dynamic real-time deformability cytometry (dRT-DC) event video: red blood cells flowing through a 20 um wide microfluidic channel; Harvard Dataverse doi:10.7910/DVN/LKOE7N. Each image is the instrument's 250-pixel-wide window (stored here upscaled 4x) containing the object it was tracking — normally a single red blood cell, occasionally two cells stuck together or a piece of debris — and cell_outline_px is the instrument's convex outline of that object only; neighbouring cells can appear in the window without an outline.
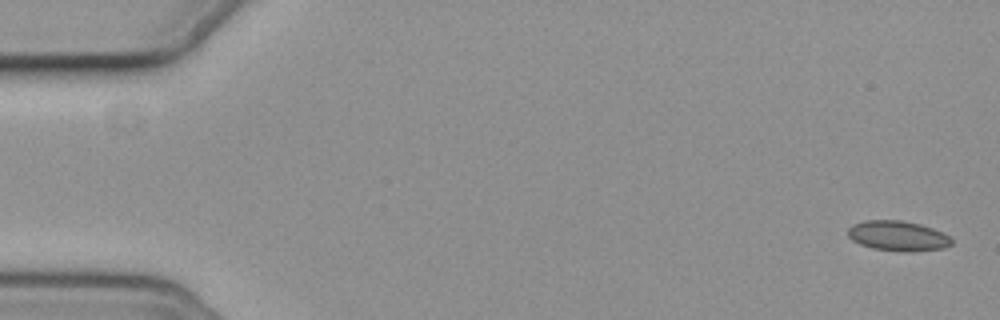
{"species": "common noctule bat (a hibernating species)", "species_latin": "Nyctalus noctula", "temperature_condition": "cold", "stored_images_in_passage": 11, "camera_frame_rate_fps": 3000, "um_per_image_px": 0.085, "animal": {"sex": "female", "body_mass_g": 19.3, "forearm_length_mm": 54.1}, "frame": {"image": 1, "passage_image": 1, "time_ms": 0.0, "image_size_px": [1000, 320], "cell_outline_px": [[952, 244], [944, 248], [912, 252], [904, 252], [872, 248], [860, 244], [852, 240], [848, 236], [848, 228], [852, 224], [864, 220], [900, 220], [920, 224], [944, 232], [952, 240]], "centroid_in_image_um": [76.32, 20.05], "position_along_channel_um": 8.7, "area_um2": 18.32}}
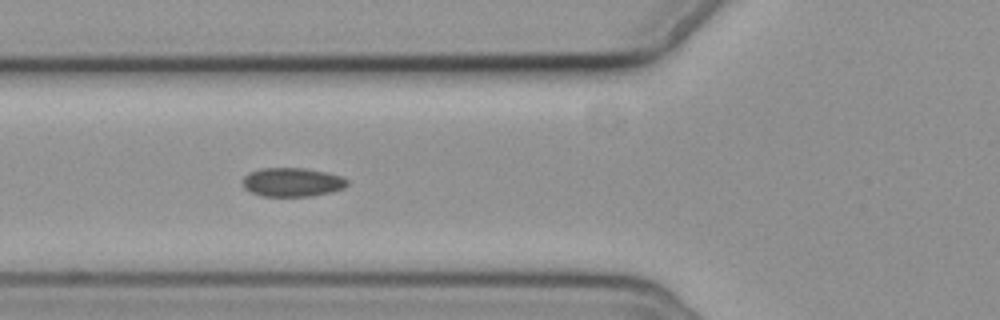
{"frame": {"image": 2, "passage_image": 6, "time_ms": 6.667, "image_size_px": [1000, 320], "cell_outline_px": [[348, 184], [344, 188], [332, 192], [312, 196], [264, 196], [252, 192], [244, 188], [244, 176], [248, 172], [260, 168], [304, 168], [328, 172], [340, 176], [348, 180]], "centroid_in_image_um": [24.86, 15.48], "position_along_channel_um": 100.9, "area_um2": 17.63}}
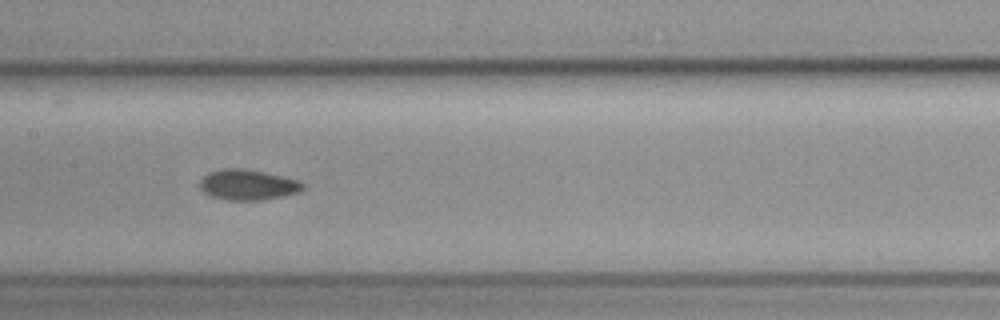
{"frame": {"image": 3, "passage_image": 8, "time_ms": 9.0, "image_size_px": [1000, 320], "cell_outline_px": [[304, 188], [300, 192], [260, 200], [228, 200], [212, 196], [204, 192], [200, 188], [200, 180], [208, 172], [220, 168], [244, 168], [284, 176], [300, 180], [304, 184]], "centroid_in_image_um": [21.07, 15.69], "position_along_channel_um": 186.3, "area_um2": 18.38}}